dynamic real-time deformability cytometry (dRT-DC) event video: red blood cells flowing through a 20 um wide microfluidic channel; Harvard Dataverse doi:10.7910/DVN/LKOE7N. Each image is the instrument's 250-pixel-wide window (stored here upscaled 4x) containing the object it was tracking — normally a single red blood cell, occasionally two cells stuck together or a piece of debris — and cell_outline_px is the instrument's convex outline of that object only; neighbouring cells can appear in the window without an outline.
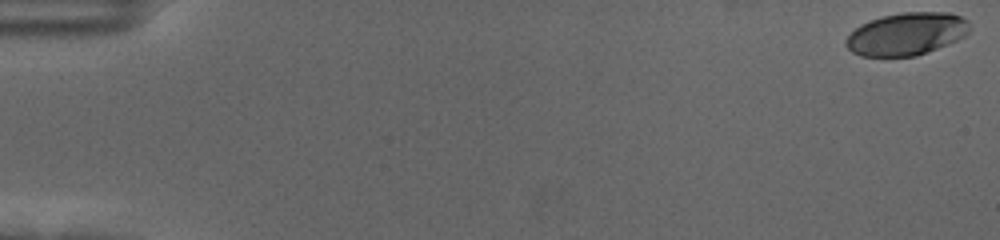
{"species": "human", "species_latin": "Homo sapiens", "temperature_condition": "cold", "stored_images_in_passage": 58, "camera_frame_rate_fps": 3000, "um_per_image_px": 0.085, "donor": {"sex": "female"}, "frame": {"image": 1, "passage_image": 1, "time_ms": 0.0, "image_size_px": [1000, 240], "cell_outline_px": [[968, 32], [964, 36], [948, 44], [916, 56], [860, 56], [852, 52], [844, 44], [844, 40], [860, 24], [880, 16], [904, 12], [948, 12], [960, 16], [968, 20]], "centroid_in_image_um": [77.03, 2.88], "position_along_channel_um": 8.0, "area_um2": 30.63}}
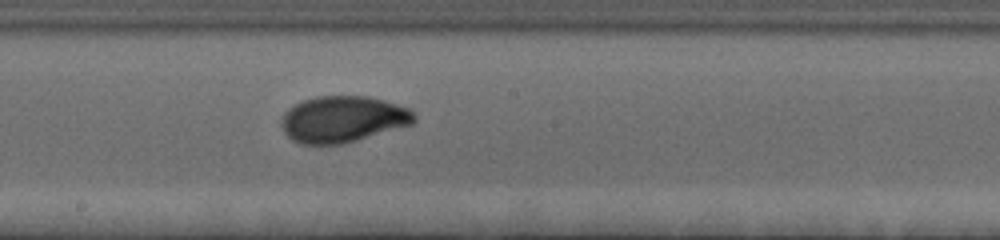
{"frame": {"image": 2, "passage_image": 33, "time_ms": 10.667, "image_size_px": [1000, 240], "cell_outline_px": [[416, 120], [412, 124], [356, 140], [340, 144], [300, 144], [292, 140], [284, 132], [280, 124], [284, 112], [288, 108], [304, 100], [316, 96], [368, 96], [384, 100], [408, 108], [416, 116]], "centroid_in_image_um": [29.12, 10.13], "position_along_channel_um": 219.1, "area_um2": 35.72}}
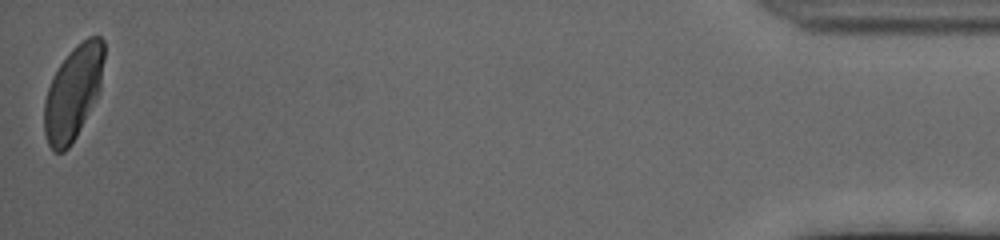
{"frame": {"image": 3, "passage_image": 58, "time_ms": 19.0, "image_size_px": [1000, 240], "cell_outline_px": [[104, 60], [100, 92], [96, 100], [76, 136], [68, 148], [64, 152], [52, 152], [48, 144], [44, 132], [44, 100], [52, 76], [60, 64], [72, 48], [76, 44], [88, 36], [100, 36], [104, 40]], "centroid_in_image_um": [6.22, 7.86], "position_along_channel_um": 429.0, "area_um2": 33.0}, "authors_computed_cell_mechanics": {"area_um2": 32.8593, "velocity_mm_per_s": 3.5422, "shape_relaxation_time_tau1_ms": 3.3204, "shape_relaxation_time_tau2_ms": null, "deformation_change_tau1": 0.1708, "deformation_change_tau2": null}}